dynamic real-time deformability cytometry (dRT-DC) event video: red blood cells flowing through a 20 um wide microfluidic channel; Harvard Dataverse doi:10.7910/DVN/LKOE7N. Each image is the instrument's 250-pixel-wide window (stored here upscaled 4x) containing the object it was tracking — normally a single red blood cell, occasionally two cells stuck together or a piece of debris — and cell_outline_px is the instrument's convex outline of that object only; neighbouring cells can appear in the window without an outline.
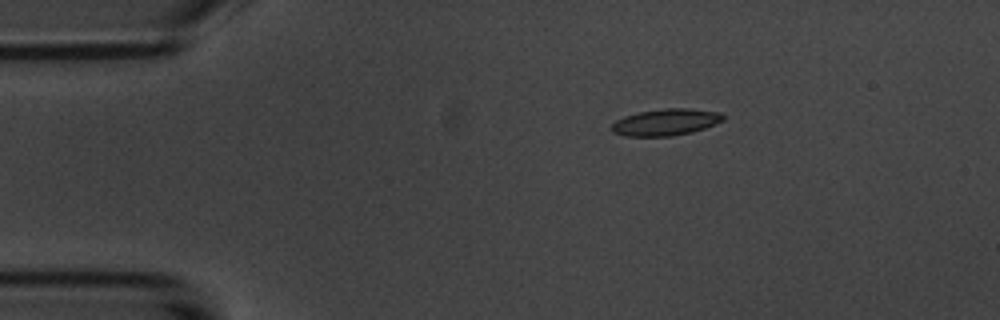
{"species": "common noctule bat (a hibernating species)", "species_latin": "Nyctalus noctula", "temperature_condition": "room temperature", "stored_images_in_passage": 3, "camera_frame_rate_fps": 3000, "um_per_image_px": 0.085, "animal": {"sex": "male", "body_mass_g": 20.1, "forearm_length_mm": 53.5}, "frame": {"image": 1, "passage_image": 3, "time_ms": 2.333, "image_size_px": [1000, 320], "cell_outline_px": [[724, 120], [704, 128], [692, 132], [672, 136], [624, 136], [612, 132], [612, 124], [616, 120], [624, 116], [640, 112], [664, 108], [688, 108], [720, 112], [724, 116]], "centroid_in_image_um": [56.58, 10.38], "position_along_channel_um": 28.4, "area_um2": 17.28}}